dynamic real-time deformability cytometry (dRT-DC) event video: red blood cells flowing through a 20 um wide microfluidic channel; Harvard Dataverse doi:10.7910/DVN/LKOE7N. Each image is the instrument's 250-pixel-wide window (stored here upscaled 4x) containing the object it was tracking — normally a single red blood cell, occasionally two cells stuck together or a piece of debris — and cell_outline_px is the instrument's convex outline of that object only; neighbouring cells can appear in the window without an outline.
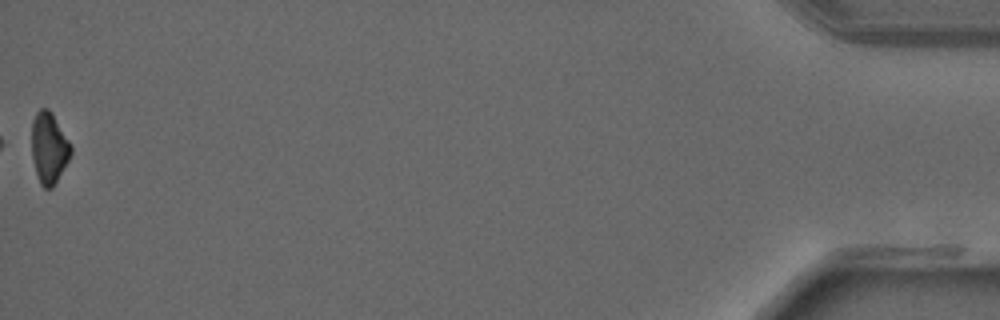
{"species": "common noctule bat (a hibernating species)", "species_latin": "Nyctalus noctula", "temperature_condition": "warm", "stored_images_in_passage": 39, "camera_frame_rate_fps": 3000, "um_per_image_px": 0.085, "animal": {"sex": "male", "forearm_length_mm": 52.5}, "frame": {"image": 1, "passage_image": 39, "time_ms": 12.667, "image_size_px": [1000, 320], "cell_outline_px": [[72, 152], [68, 160], [52, 188], [44, 188], [40, 184], [36, 172], [32, 156], [32, 120], [36, 112], [40, 108], [48, 108], [52, 112], [72, 144]], "centroid_in_image_um": [4.17, 12.53], "position_along_channel_um": 431.0, "area_um2": 16.3}}